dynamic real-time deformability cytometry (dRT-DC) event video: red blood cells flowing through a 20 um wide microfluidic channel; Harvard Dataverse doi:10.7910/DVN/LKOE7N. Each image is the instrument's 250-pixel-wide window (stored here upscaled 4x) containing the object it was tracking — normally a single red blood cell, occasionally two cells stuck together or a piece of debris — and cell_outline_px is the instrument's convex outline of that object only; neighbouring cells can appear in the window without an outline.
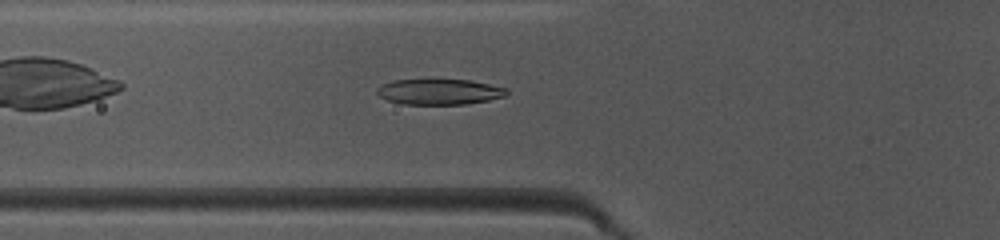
{"species": "common noctule bat (a hibernating species)", "species_latin": "Nyctalus noctula", "temperature_condition": "warm", "stored_images_in_passage": 37, "camera_frame_rate_fps": 3000, "um_per_image_px": 0.085, "animal": {"sex": "female", "body_mass_g": 10.0, "forearm_length_mm": 53.1}, "frame": {"image": 1, "passage_image": 6, "time_ms": 1.667, "image_size_px": [1000, 240], "cell_outline_px": [[508, 92], [504, 96], [488, 100], [468, 104], [404, 104], [388, 100], [380, 96], [376, 92], [376, 88], [392, 80], [472, 80], [508, 88]], "centroid_in_image_um": [37.37, 7.8], "position_along_channel_um": 88.4, "area_um2": 19.25}}
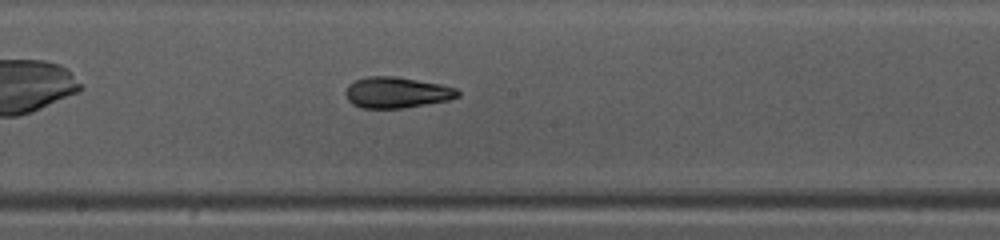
{"frame": {"image": 2, "passage_image": 15, "time_ms": 4.667, "image_size_px": [1000, 240], "cell_outline_px": [[460, 96], [448, 100], [428, 104], [404, 108], [360, 108], [352, 104], [348, 100], [344, 92], [348, 84], [356, 80], [368, 76], [396, 76], [440, 84], [456, 88], [460, 92]], "centroid_in_image_um": [33.7, 7.86], "position_along_channel_um": 214.5, "area_um2": 20.4}}
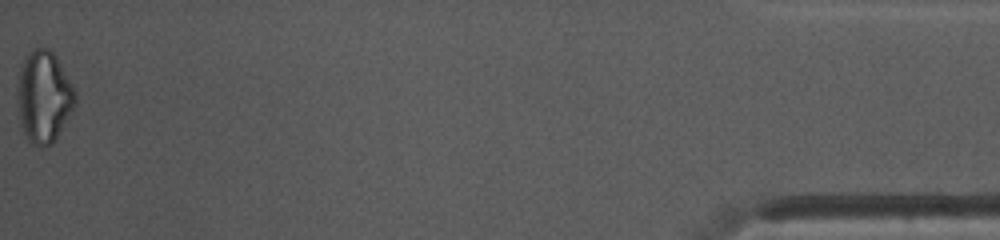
{"frame": {"image": 3, "passage_image": 37, "time_ms": 12.0, "image_size_px": [1000, 240], "cell_outline_px": [[76, 104], [72, 112], [52, 144], [40, 148], [32, 144], [28, 140], [24, 132], [20, 120], [16, 88], [20, 64], [28, 52], [32, 48], [48, 48], [56, 56], [76, 92]], "centroid_in_image_um": [3.71, 8.22], "position_along_channel_um": 431.5, "area_um2": 31.15}, "authors_computed_cell_mechanics": {"area_um2": 20.4612, "velocity_mm_per_s": 4.151, "shape_relaxation_time_tau1_ms": 3.5535, "shape_relaxation_time_tau2_ms": 2.0628, "deformation_change_tau1": 0.152, "deformation_change_tau2": 0.1033}}